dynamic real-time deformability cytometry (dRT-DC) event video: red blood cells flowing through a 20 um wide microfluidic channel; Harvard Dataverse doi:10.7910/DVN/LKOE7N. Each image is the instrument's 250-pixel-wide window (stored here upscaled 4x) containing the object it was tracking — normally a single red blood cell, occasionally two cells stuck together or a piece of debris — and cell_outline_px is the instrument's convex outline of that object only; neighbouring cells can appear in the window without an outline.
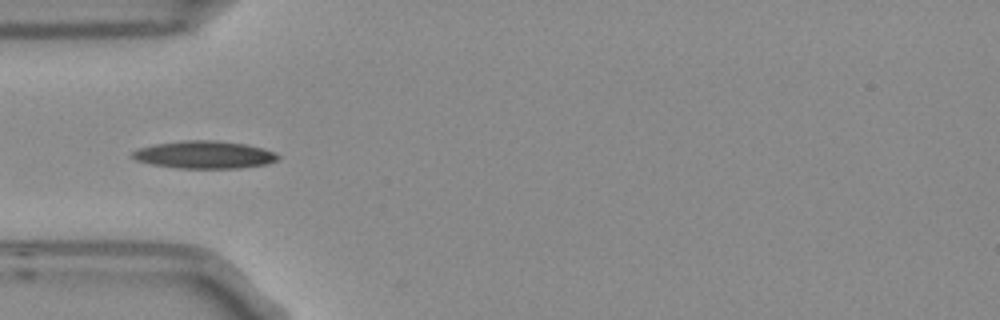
{"species": "Egyptian fruit bat (a non-hibernating species)", "species_latin": "Rousettus aegyptiacus", "temperature_condition": "room temperature", "stored_images_in_passage": 6, "camera_frame_rate_fps": 3000, "um_per_image_px": 0.085, "frame": {"image": 1, "passage_image": 5, "time_ms": 1.333, "image_size_px": [1000, 320], "cell_outline_px": [[280, 156], [276, 160], [264, 164], [240, 168], [176, 168], [152, 164], [136, 160], [132, 156], [132, 152], [140, 148], [156, 144], [184, 140], [216, 140], [244, 144], [264, 148]], "centroid_in_image_um": [17.36, 13.15], "position_along_channel_um": 67.6, "area_um2": 23.12}}